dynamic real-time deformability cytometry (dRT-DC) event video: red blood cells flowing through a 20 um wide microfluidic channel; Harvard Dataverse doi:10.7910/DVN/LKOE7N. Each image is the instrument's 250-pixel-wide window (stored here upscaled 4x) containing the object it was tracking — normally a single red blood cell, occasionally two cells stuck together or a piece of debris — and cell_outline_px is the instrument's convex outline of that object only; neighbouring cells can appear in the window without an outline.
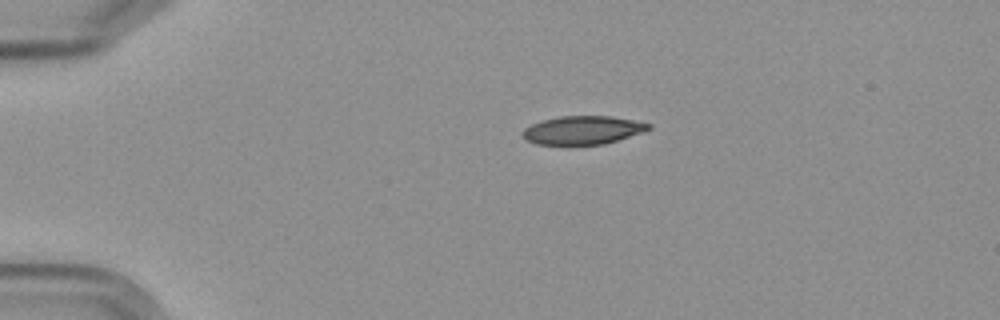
{"species": "Egyptian fruit bat (a non-hibernating species)", "species_latin": "Rousettus aegyptiacus", "temperature_condition": "cold", "stored_images_in_passage": 9, "camera_frame_rate_fps": 3000, "um_per_image_px": 0.085, "frame": {"image": 1, "passage_image": 1, "time_ms": 0.0, "image_size_px": [1000, 320], "cell_outline_px": [[652, 128], [604, 144], [536, 144], [528, 140], [520, 132], [524, 128], [540, 120], [560, 116], [612, 116], [652, 124]], "centroid_in_image_um": [49.5, 11.04], "position_along_channel_um": 35.5, "area_um2": 20.58}}
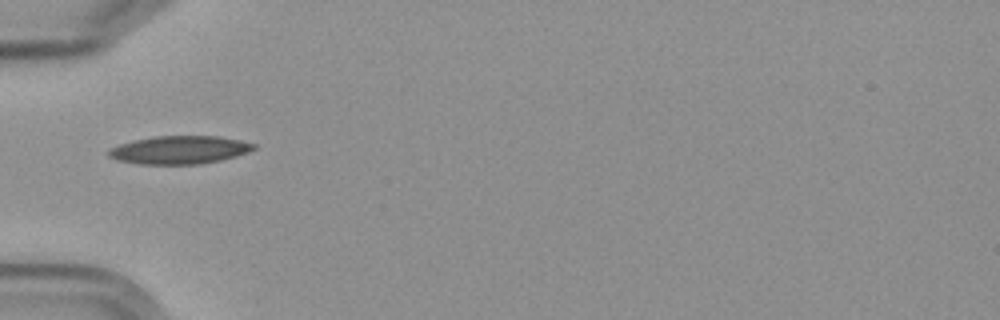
{"frame": {"image": 2, "passage_image": 3, "time_ms": 2.333, "image_size_px": [1000, 320], "cell_outline_px": [[256, 148], [248, 152], [236, 156], [220, 160], [200, 164], [140, 164], [116, 160], [108, 156], [108, 148], [132, 140], [156, 136], [220, 136], [240, 140], [256, 144]], "centroid_in_image_um": [15.24, 12.74], "position_along_channel_um": 69.8, "area_um2": 23.87}}
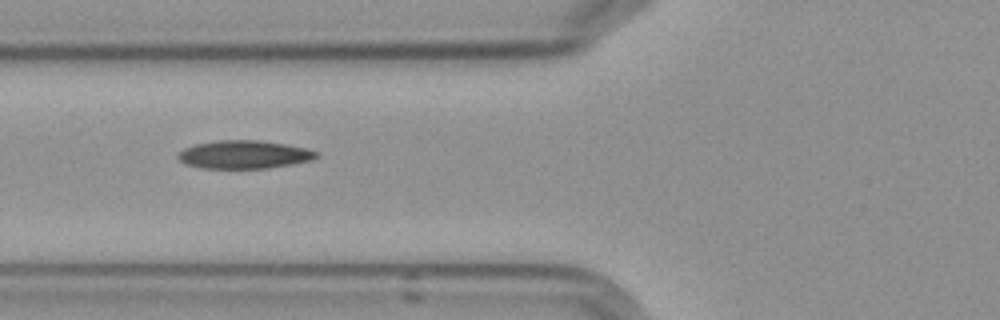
{"frame": {"image": 3, "passage_image": 4, "time_ms": 3.333, "image_size_px": [1000, 320], "cell_outline_px": [[320, 156], [312, 160], [292, 164], [268, 168], [200, 168], [184, 164], [176, 156], [184, 148], [196, 144], [216, 140], [256, 140], [284, 144], [308, 148], [320, 152]], "centroid_in_image_um": [20.77, 13.14], "position_along_channel_um": 105.0, "area_um2": 22.83}}